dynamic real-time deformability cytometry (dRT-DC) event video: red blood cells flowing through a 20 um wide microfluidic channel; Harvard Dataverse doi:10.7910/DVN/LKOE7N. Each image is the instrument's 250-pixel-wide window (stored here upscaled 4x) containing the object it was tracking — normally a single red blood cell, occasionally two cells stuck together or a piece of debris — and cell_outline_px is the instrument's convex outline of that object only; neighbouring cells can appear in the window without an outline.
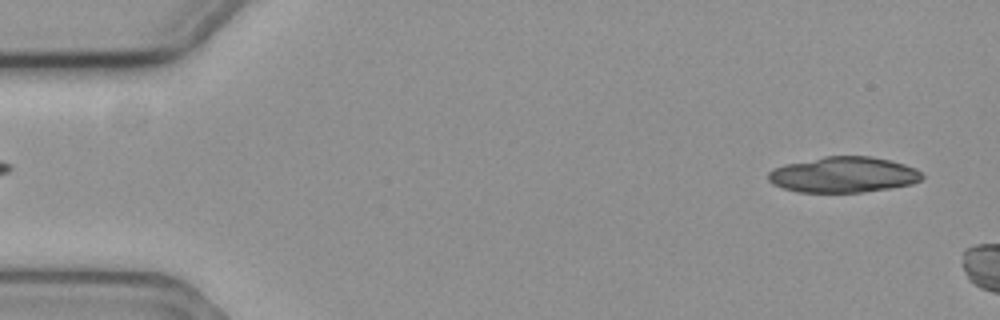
{"species": "common noctule bat (a hibernating species)", "species_latin": "Nyctalus noctula", "temperature_condition": "cold", "stored_images_in_passage": 7, "camera_frame_rate_fps": 3000, "um_per_image_px": 0.085, "animal": {"sex": "female", "body_mass_g": 19.3, "forearm_length_mm": 54.1}, "frame": {"image": 1, "passage_image": 2, "time_ms": 0.333, "image_size_px": [1000, 320], "cell_outline_px": [[924, 176], [920, 180], [912, 184], [892, 188], [864, 192], [796, 192], [772, 184], [768, 180], [768, 172], [772, 168], [784, 164], [828, 156], [872, 156], [904, 164], [916, 168]], "centroid_in_image_um": [71.68, 14.85], "position_along_channel_um": 13.3, "area_um2": 32.08}}